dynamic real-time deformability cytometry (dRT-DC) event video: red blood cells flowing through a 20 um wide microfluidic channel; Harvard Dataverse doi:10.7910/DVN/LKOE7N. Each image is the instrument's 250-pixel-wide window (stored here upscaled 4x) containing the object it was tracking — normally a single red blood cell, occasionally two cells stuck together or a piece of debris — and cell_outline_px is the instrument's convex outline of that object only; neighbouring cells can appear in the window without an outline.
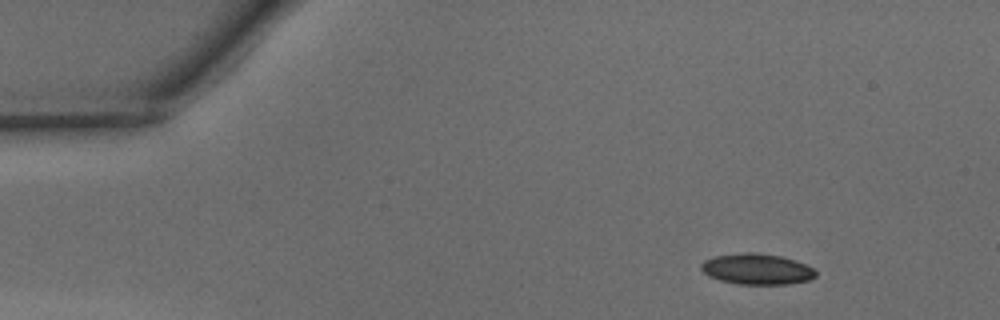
{"species": "common noctule bat (a hibernating species)", "species_latin": "Nyctalus noctula", "temperature_condition": "warm", "stored_images_in_passage": 34, "camera_frame_rate_fps": 3000, "um_per_image_px": 0.085, "animal": {"sex": "male", "body_mass_g": 15.6}, "frame": {"image": 1, "passage_image": 1, "time_ms": 0.0, "image_size_px": [1000, 320], "cell_outline_px": [[816, 276], [808, 280], [788, 284], [736, 284], [720, 280], [708, 276], [700, 268], [700, 264], [704, 260], [716, 256], [744, 252], [756, 252], [780, 256], [804, 264], [812, 268], [816, 272]], "centroid_in_image_um": [64.29, 22.87], "position_along_channel_um": 20.7, "area_um2": 20.46}}
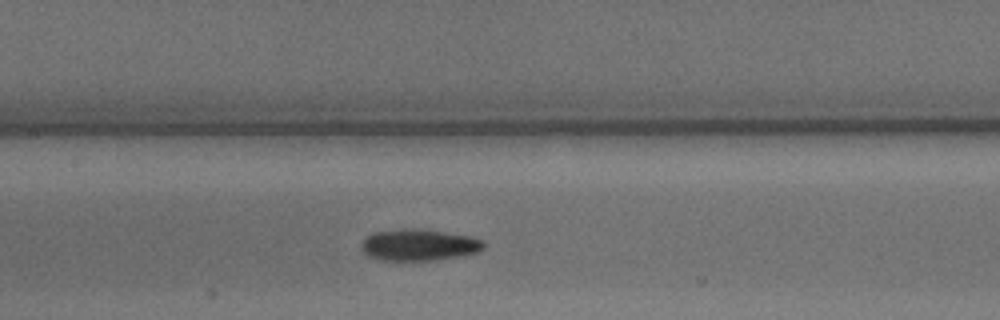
{"frame": {"image": 2, "passage_image": 18, "time_ms": 5.667, "image_size_px": [1000, 320], "cell_outline_px": [[484, 248], [476, 252], [428, 260], [376, 260], [368, 256], [364, 252], [364, 240], [368, 236], [376, 232], [400, 228], [404, 228], [440, 232], [472, 236], [484, 240]], "centroid_in_image_um": [35.6, 20.81], "position_along_channel_um": 171.8, "area_um2": 21.73}}
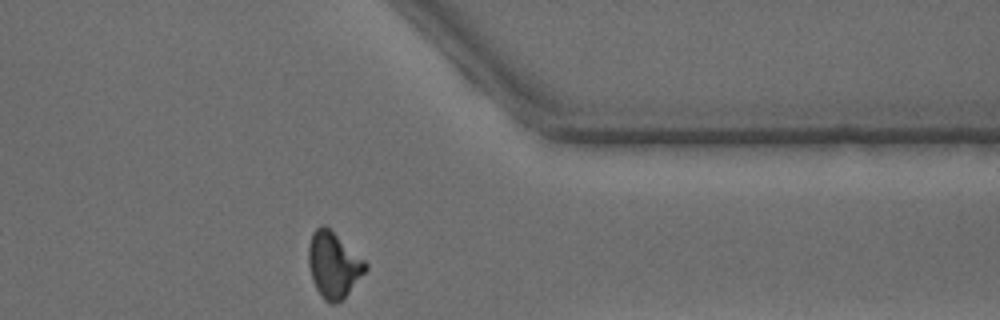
{"frame": {"image": 3, "passage_image": 34, "time_ms": 11.0, "image_size_px": [1000, 320], "cell_outline_px": [[368, 268], [348, 292], [336, 304], [328, 304], [324, 300], [316, 288], [312, 280], [308, 264], [308, 248], [312, 232], [320, 224], [324, 224], [364, 260], [368, 264]], "centroid_in_image_um": [28.32, 22.51], "position_along_channel_um": 383.1, "area_um2": 21.56}, "authors_computed_cell_mechanics": {"area_um2": 21.7328, "velocity_mm_per_s": 4.1514, "shape_relaxation_time_tau1_ms": 9.8702, "shape_relaxation_time_tau2_ms": 2.403, "deformation_change_tau1": 0.2322, "deformation_change_tau2": 0.1006}}